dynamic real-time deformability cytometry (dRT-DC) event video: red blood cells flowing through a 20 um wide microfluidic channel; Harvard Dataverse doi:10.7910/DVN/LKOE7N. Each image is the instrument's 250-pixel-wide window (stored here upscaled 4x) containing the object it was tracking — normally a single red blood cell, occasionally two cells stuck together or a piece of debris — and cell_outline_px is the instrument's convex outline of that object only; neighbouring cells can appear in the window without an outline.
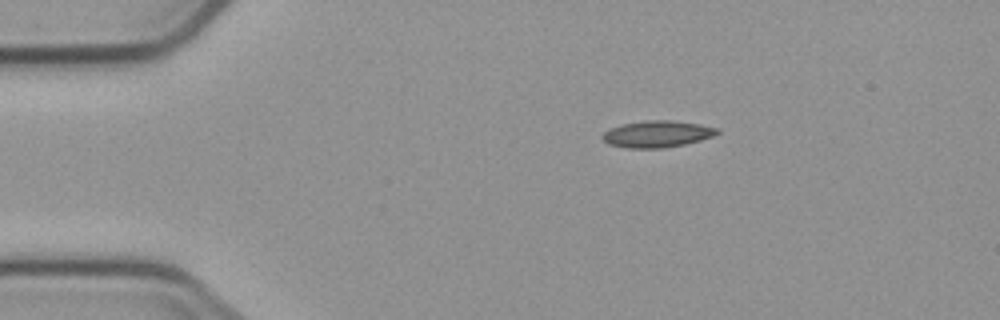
{"species": "common noctule bat (a hibernating species)", "species_latin": "Nyctalus noctula", "temperature_condition": "cold", "stored_images_in_passage": 7, "camera_frame_rate_fps": 3000, "um_per_image_px": 0.085, "animal": {"sex": "male", "body_mass_g": 23.1, "forearm_length_mm": 52.7}, "frame": {"image": 1, "passage_image": 1, "time_ms": 0.0, "image_size_px": [1000, 320], "cell_outline_px": [[720, 132], [712, 136], [700, 140], [684, 144], [664, 148], [628, 148], [608, 144], [600, 136], [608, 128], [620, 124], [644, 120], [672, 120], [700, 124], [720, 128]], "centroid_in_image_um": [55.83, 11.38], "position_along_channel_um": 29.2, "area_um2": 18.03}}
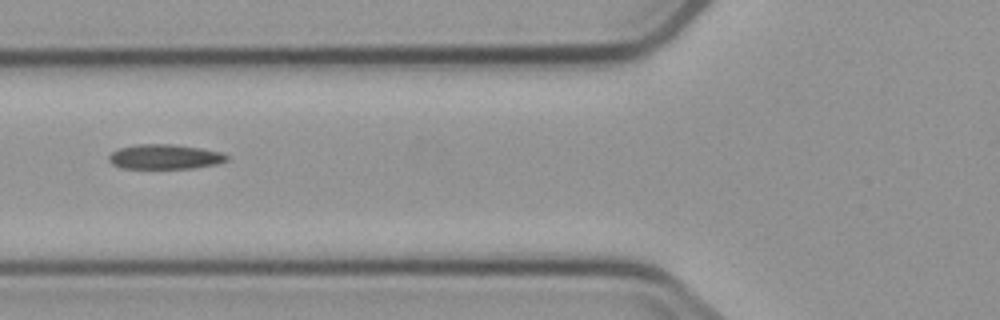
{"frame": {"image": 2, "passage_image": 4, "time_ms": 3.667, "image_size_px": [1000, 320], "cell_outline_px": [[228, 160], [216, 164], [192, 168], [120, 168], [112, 164], [108, 160], [108, 156], [112, 152], [120, 148], [136, 144], [172, 144], [200, 148], [224, 152], [228, 156]], "centroid_in_image_um": [14.01, 13.32], "position_along_channel_um": 111.8, "area_um2": 17.05}}
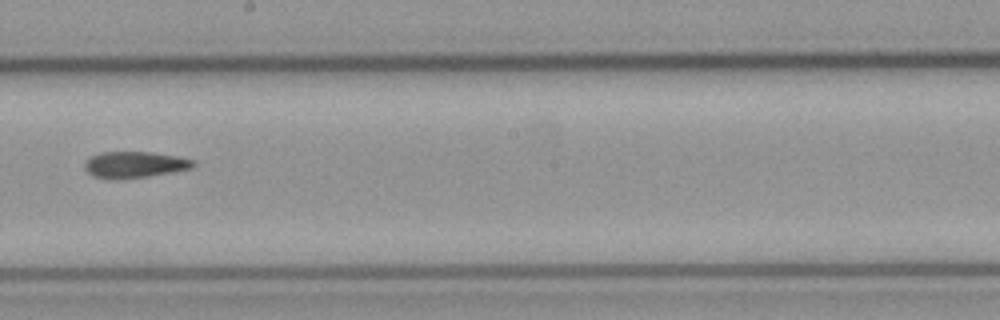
{"frame": {"image": 3, "passage_image": 7, "time_ms": 7.0, "image_size_px": [1000, 320], "cell_outline_px": [[196, 164], [192, 168], [172, 172], [148, 176], [116, 180], [112, 180], [92, 176], [84, 168], [84, 164], [92, 156], [100, 152], [148, 152], [176, 156], [192, 160]], "centroid_in_image_um": [11.41, 14.01], "position_along_channel_um": 236.8, "area_um2": 16.59}}